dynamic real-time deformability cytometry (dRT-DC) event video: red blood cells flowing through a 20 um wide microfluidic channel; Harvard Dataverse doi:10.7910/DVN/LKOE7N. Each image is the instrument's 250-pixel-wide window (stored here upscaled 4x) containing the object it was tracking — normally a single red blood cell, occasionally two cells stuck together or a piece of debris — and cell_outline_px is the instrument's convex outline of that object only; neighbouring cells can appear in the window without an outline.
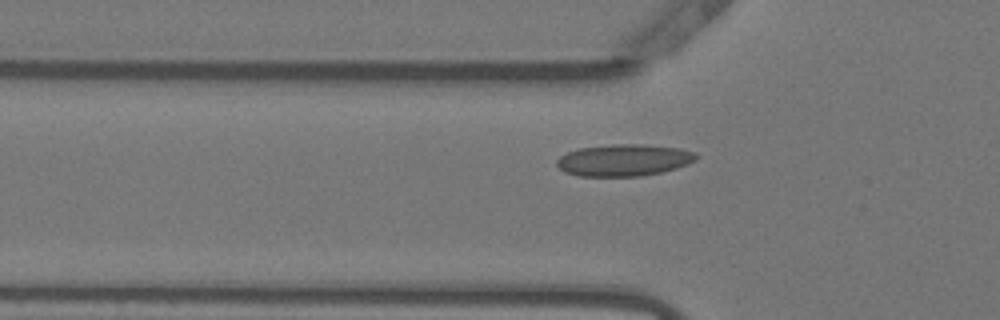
{"species": "Egyptian fruit bat (a non-hibernating species)", "species_latin": "Rousettus aegyptiacus", "temperature_condition": "warm", "stored_images_in_passage": 51, "camera_frame_rate_fps": 3000, "um_per_image_px": 0.085, "animal": {"sex": "female"}, "frame": {"image": 1, "passage_image": 16, "time_ms": 5.0, "image_size_px": [1000, 320], "cell_outline_px": [[700, 156], [696, 160], [688, 164], [676, 168], [660, 172], [640, 176], [580, 176], [564, 172], [556, 164], [556, 160], [560, 156], [568, 152], [580, 148], [612, 144], [640, 144], [680, 148], [696, 152]], "centroid_in_image_um": [53.05, 13.61], "position_along_channel_um": 72.7, "area_um2": 25.89}}
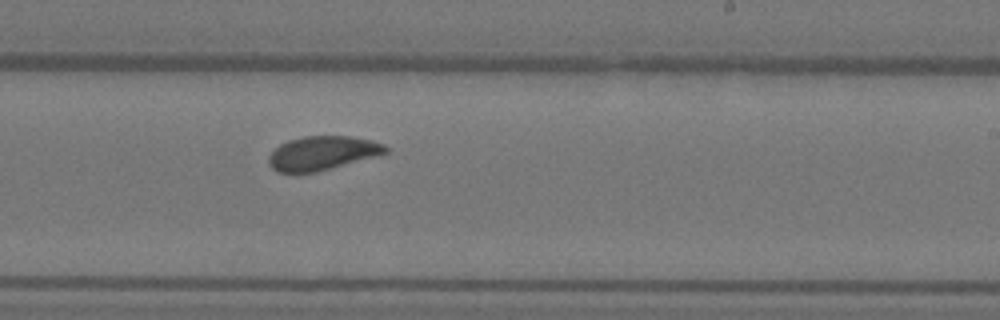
{"frame": {"image": 2, "passage_image": 31, "time_ms": 10.0, "image_size_px": [1000, 320], "cell_outline_px": [[388, 152], [316, 172], [276, 172], [268, 164], [268, 156], [280, 144], [288, 140], [304, 136], [352, 136], [372, 140], [384, 144], [388, 148]], "centroid_in_image_um": [27.37, 13.0], "position_along_channel_um": 261.6, "area_um2": 22.89}}
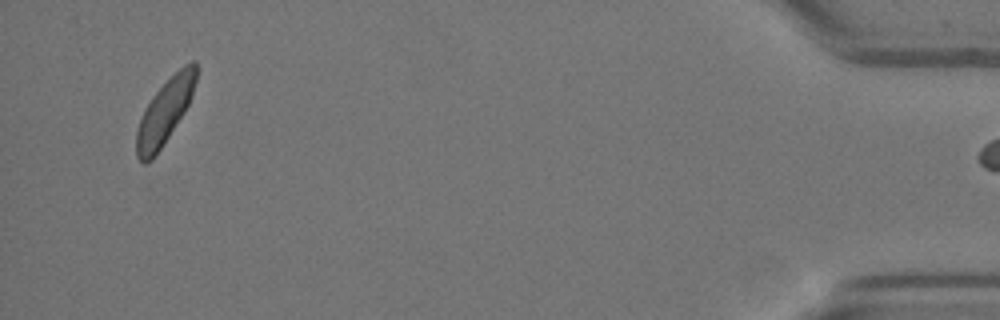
{"frame": {"image": 3, "passage_image": 50, "time_ms": 16.333, "image_size_px": [1000, 320], "cell_outline_px": [[200, 68], [192, 96], [184, 112], [152, 160], [148, 164], [144, 164], [136, 156], [136, 132], [144, 108], [152, 96], [184, 64], [192, 60], [196, 60]], "centroid_in_image_um": [14.03, 9.45], "position_along_channel_um": 421.2, "area_um2": 22.37}}